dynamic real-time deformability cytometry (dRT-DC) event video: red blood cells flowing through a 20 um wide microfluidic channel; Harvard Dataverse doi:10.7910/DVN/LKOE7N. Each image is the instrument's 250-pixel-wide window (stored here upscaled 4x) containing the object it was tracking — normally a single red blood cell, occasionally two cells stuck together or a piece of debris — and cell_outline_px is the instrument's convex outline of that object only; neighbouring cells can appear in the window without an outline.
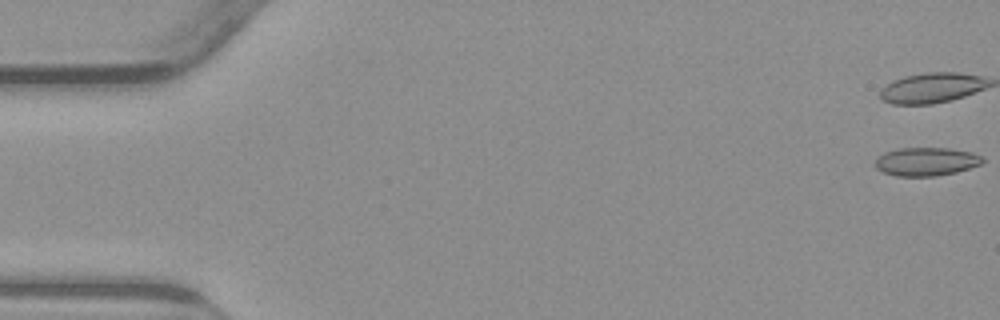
{"species": "common noctule bat (a hibernating species)", "species_latin": "Nyctalus noctula", "temperature_condition": "warm", "stored_images_in_passage": 54, "camera_frame_rate_fps": 3000, "um_per_image_px": 0.085, "animal": {"sex": "male", "body_mass_g": 23.1, "forearm_length_mm": 52.7}, "frame": {"image": 1, "passage_image": 1, "time_ms": 0.0, "image_size_px": [1000, 320], "cell_outline_px": [[984, 160], [980, 164], [956, 172], [936, 176], [896, 176], [884, 172], [876, 168], [872, 164], [884, 152], [896, 148], [948, 148], [972, 152], [984, 156]], "centroid_in_image_um": [78.72, 13.73], "position_along_channel_um": 6.3, "area_um2": 17.86}}